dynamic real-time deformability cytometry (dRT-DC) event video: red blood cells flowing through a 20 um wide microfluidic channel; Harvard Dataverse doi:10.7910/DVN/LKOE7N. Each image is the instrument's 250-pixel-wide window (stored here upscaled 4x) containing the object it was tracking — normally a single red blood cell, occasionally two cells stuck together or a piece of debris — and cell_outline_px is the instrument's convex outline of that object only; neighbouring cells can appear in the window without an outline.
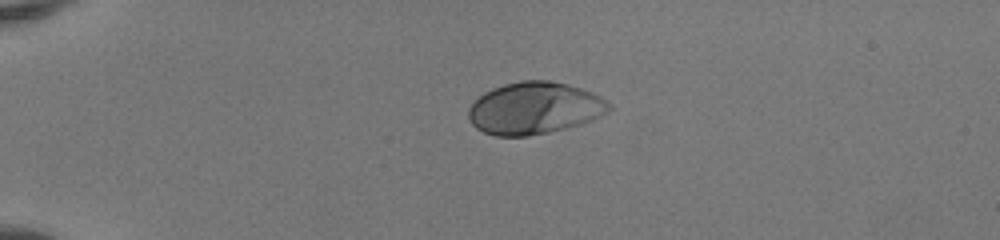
{"species": "human", "species_latin": "Homo sapiens", "temperature_condition": "room temperature", "stored_images_in_passage": 39, "camera_frame_rate_fps": 3000, "um_per_image_px": 0.085, "donor": {"sex": "female"}, "frame": {"image": 1, "passage_image": 1, "time_ms": 0.0, "image_size_px": [1000, 240], "cell_outline_px": [[612, 108], [608, 112], [592, 120], [580, 124], [548, 132], [528, 136], [496, 136], [484, 132], [476, 128], [472, 124], [468, 116], [468, 108], [484, 92], [492, 88], [504, 84], [520, 80], [548, 80], [568, 84], [592, 92], [600, 96], [612, 104]], "centroid_in_image_um": [45.44, 9.19], "position_along_channel_um": 39.6, "area_um2": 42.71}}
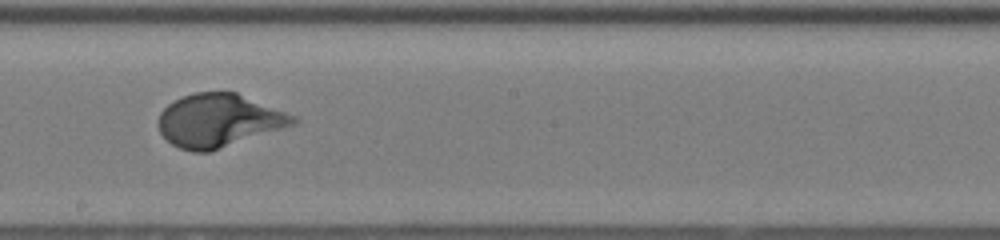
{"frame": {"image": 2, "passage_image": 19, "time_ms": 6.0, "image_size_px": [1000, 240], "cell_outline_px": [[300, 120], [296, 124], [208, 152], [192, 152], [180, 148], [172, 144], [160, 132], [160, 112], [168, 104], [184, 96], [196, 92], [236, 92], [296, 116]], "centroid_in_image_um": [18.62, 10.24], "position_along_channel_um": 229.6, "area_um2": 41.21}}
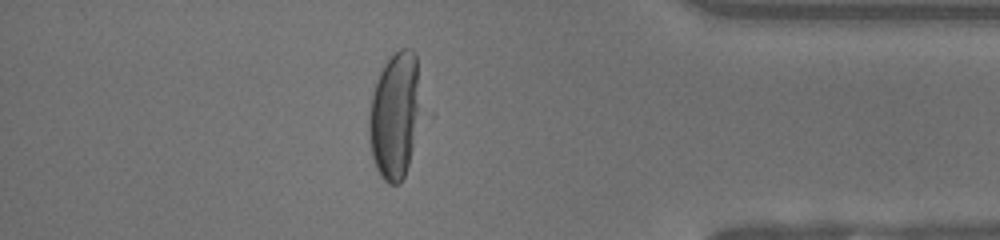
{"frame": {"image": 3, "passage_image": 33, "time_ms": 10.667, "image_size_px": [1000, 240], "cell_outline_px": [[424, 112], [408, 164], [404, 176], [400, 184], [388, 184], [380, 176], [372, 160], [368, 132], [368, 116], [372, 92], [380, 72], [384, 64], [400, 48], [408, 48], [416, 56]], "centroid_in_image_um": [33.6, 9.83], "position_along_channel_um": 401.6, "area_um2": 39.54}}